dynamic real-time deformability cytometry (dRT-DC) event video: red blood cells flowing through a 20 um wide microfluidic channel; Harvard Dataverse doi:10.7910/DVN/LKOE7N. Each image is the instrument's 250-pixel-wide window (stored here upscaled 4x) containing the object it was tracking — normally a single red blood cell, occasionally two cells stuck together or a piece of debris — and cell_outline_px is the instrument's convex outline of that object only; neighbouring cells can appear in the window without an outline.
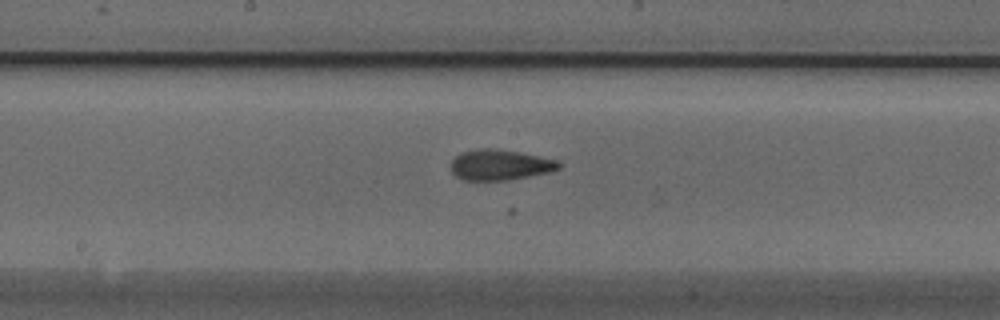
{"species": "Egyptian fruit bat (a non-hibernating species)", "species_latin": "Rousettus aegyptiacus", "temperature_condition": "cold", "stored_images_in_passage": 14, "camera_frame_rate_fps": 3000, "um_per_image_px": 0.085, "animal": {"sex": "male"}, "frame": {"image": 1, "passage_image": 12, "time_ms": 3.667, "image_size_px": [1000, 320], "cell_outline_px": [[564, 164], [560, 168], [548, 172], [508, 180], [464, 180], [456, 176], [452, 172], [452, 160], [460, 152], [484, 148], [496, 148], [520, 152], [556, 160]], "centroid_in_image_um": [42.51, 14.01], "position_along_channel_um": 205.7, "area_um2": 19.13}}